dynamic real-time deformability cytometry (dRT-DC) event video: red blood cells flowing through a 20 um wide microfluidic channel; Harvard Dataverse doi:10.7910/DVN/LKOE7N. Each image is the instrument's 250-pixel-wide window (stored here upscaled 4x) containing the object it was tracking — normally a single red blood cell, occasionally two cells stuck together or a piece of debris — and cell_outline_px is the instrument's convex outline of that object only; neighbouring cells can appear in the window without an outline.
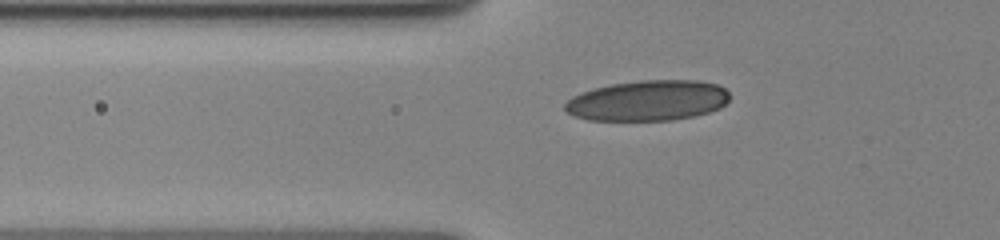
{"species": "human", "species_latin": "Homo sapiens", "temperature_condition": "cold", "stored_images_in_passage": 45, "camera_frame_rate_fps": 3000, "um_per_image_px": 0.085, "donor": {"sex": "female"}, "frame": {"image": 1, "passage_image": 9, "time_ms": 2.667, "image_size_px": [1000, 240], "cell_outline_px": [[728, 100], [720, 108], [708, 112], [692, 116], [672, 120], [588, 120], [572, 116], [564, 108], [564, 104], [572, 96], [596, 88], [612, 84], [640, 80], [700, 80], [716, 84], [724, 88], [728, 92]], "centroid_in_image_um": [55.06, 8.55], "position_along_channel_um": 70.7, "area_um2": 38.73}}
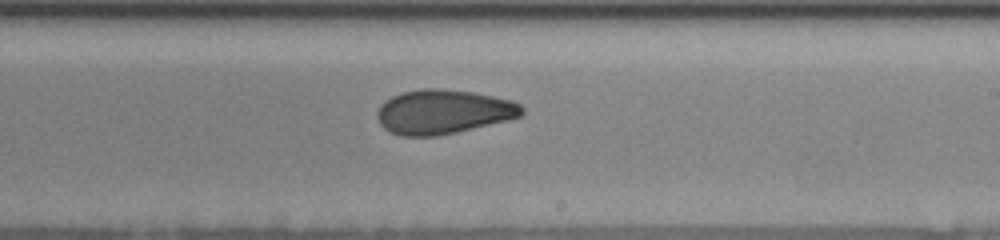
{"frame": {"image": 2, "passage_image": 25, "time_ms": 8.0, "image_size_px": [1000, 240], "cell_outline_px": [[524, 112], [520, 116], [456, 132], [436, 136], [400, 136], [388, 132], [380, 124], [376, 116], [376, 112], [380, 104], [384, 100], [392, 96], [404, 92], [424, 88], [436, 88], [472, 92], [512, 100], [520, 104], [524, 108]], "centroid_in_image_um": [37.61, 9.5], "position_along_channel_um": 251.4, "area_um2": 37.22}}
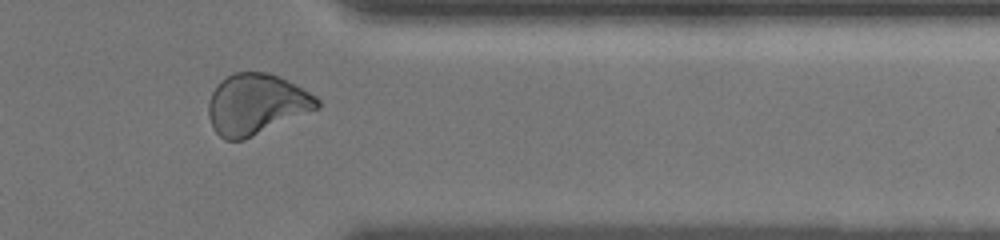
{"frame": {"image": 3, "passage_image": 37, "time_ms": 12.0, "image_size_px": [1000, 240], "cell_outline_px": [[320, 108], [244, 140], [224, 140], [212, 128], [208, 116], [208, 104], [212, 92], [216, 84], [220, 80], [232, 72], [268, 72], [316, 96], [320, 100]], "centroid_in_image_um": [21.74, 8.87], "position_along_channel_um": 389.7, "area_um2": 38.44}, "authors_computed_cell_mechanics": {"area_um2": 37.5122, "velocity_mm_per_s": 3.5058, "shape_relaxation_time_tau1_ms": null, "shape_relaxation_time_tau2_ms": 2.4723, "deformation_change_tau1": null, "deformation_change_tau2": 0.0834}}